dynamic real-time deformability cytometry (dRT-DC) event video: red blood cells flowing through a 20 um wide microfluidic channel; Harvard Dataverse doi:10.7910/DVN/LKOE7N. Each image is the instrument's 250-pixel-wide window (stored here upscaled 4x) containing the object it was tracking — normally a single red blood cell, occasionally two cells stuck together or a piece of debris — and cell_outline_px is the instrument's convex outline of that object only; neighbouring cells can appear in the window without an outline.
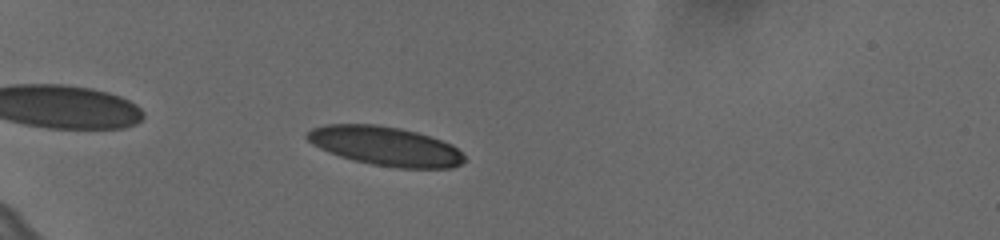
{"species": "human", "species_latin": "Homo sapiens", "temperature_condition": "cold", "stored_images_in_passage": 39, "camera_frame_rate_fps": 3000, "um_per_image_px": 0.085, "donor": {"sex": "female"}, "frame": {"image": 1, "passage_image": 5, "time_ms": 1.333, "image_size_px": [1000, 240], "cell_outline_px": [[468, 160], [452, 168], [396, 168], [372, 164], [352, 160], [328, 152], [312, 144], [304, 136], [312, 128], [324, 124], [376, 124], [400, 128], [416, 132], [452, 144]], "centroid_in_image_um": [32.74, 12.42], "position_along_channel_um": 52.3, "area_um2": 35.89}}
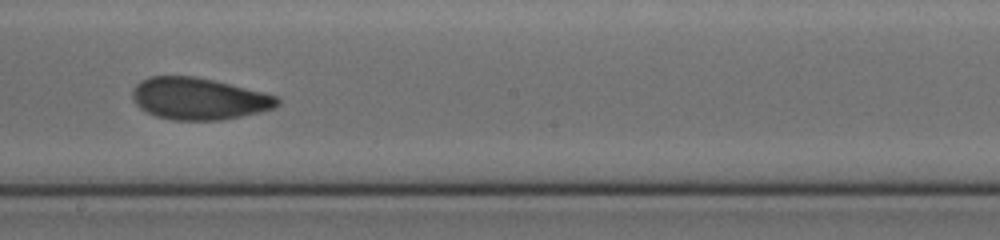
{"frame": {"image": 2, "passage_image": 23, "time_ms": 7.333, "image_size_px": [1000, 240], "cell_outline_px": [[280, 104], [276, 108], [260, 112], [220, 120], [172, 120], [156, 116], [140, 108], [132, 100], [132, 88], [140, 80], [148, 76], [192, 76], [212, 80], [264, 92], [276, 96], [280, 100]], "centroid_in_image_um": [16.88, 8.39], "position_along_channel_um": 231.3, "area_um2": 35.43}}
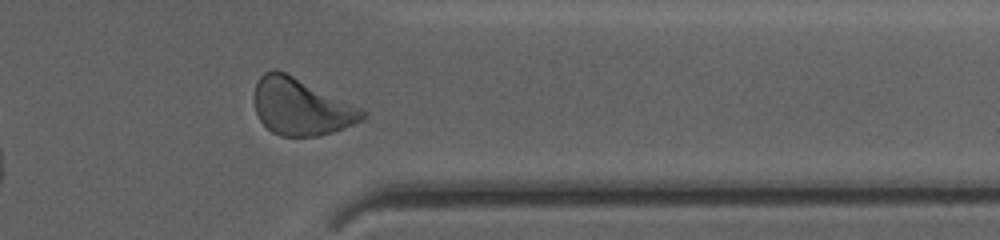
{"frame": {"image": 3, "passage_image": 36, "time_ms": 11.667, "image_size_px": [1000, 240], "cell_outline_px": [[368, 112], [360, 120], [344, 128], [320, 136], [280, 136], [272, 132], [260, 120], [256, 112], [256, 84], [260, 76], [264, 72], [276, 68], [364, 108]], "centroid_in_image_um": [25.62, 9.07], "position_along_channel_um": 385.8, "area_um2": 35.6}, "authors_computed_cell_mechanics": {"area_um2": 35.4314, "velocity_mm_per_s": 3.6023, "shape_relaxation_time_tau1_ms": 4.1458, "shape_relaxation_time_tau2_ms": 1.3988, "deformation_change_tau1": 0.1226, "deformation_change_tau2": 0.0699}}